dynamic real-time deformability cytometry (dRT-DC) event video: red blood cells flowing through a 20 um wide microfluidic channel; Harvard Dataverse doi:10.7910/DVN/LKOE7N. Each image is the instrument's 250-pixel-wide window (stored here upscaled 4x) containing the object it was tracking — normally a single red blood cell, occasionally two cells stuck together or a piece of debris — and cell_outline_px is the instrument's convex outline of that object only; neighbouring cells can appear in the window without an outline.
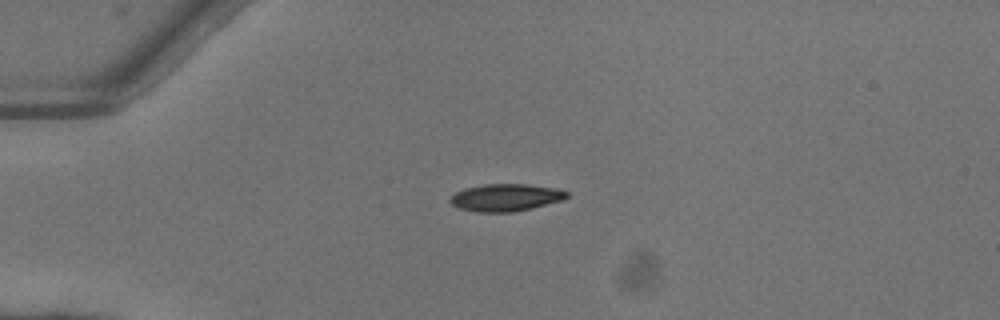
{"species": "common noctule bat (a hibernating species)", "species_latin": "Nyctalus noctula", "temperature_condition": "warm", "stored_images_in_passage": 36, "camera_frame_rate_fps": 3000, "um_per_image_px": 0.085, "animal": {"sex": "female"}, "frame": {"image": 1, "passage_image": 1, "time_ms": 0.0, "image_size_px": [1000, 320], "cell_outline_px": [[568, 196], [564, 200], [532, 208], [512, 212], [476, 212], [460, 208], [452, 204], [448, 200], [456, 192], [464, 188], [484, 184], [528, 184], [556, 188], [568, 192]], "centroid_in_image_um": [43.0, 16.78], "position_along_channel_um": 42.0, "area_um2": 18.61}}
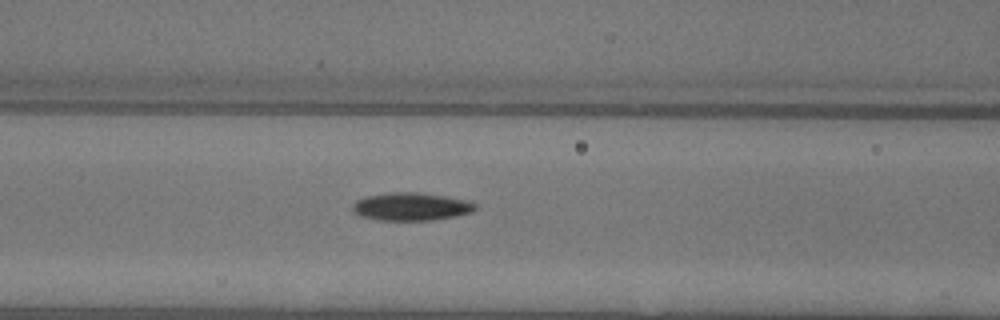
{"frame": {"image": 2, "passage_image": 10, "time_ms": 3.0, "image_size_px": [1000, 320], "cell_outline_px": [[476, 208], [472, 212], [456, 216], [432, 220], [376, 220], [360, 216], [352, 212], [352, 204], [356, 200], [364, 196], [388, 192], [416, 192], [472, 200], [476, 204]], "centroid_in_image_um": [34.93, 17.55], "position_along_channel_um": 131.7, "area_um2": 20.29}}
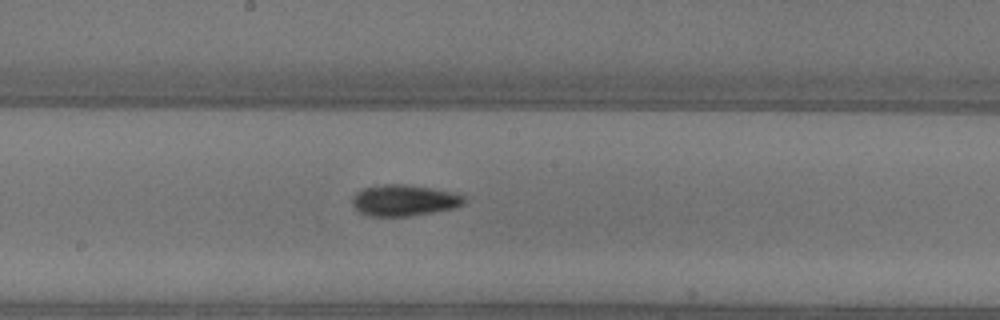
{"frame": {"image": 3, "passage_image": 16, "time_ms": 5.0, "image_size_px": [1000, 320], "cell_outline_px": [[464, 204], [452, 208], [432, 212], [408, 216], [368, 216], [360, 212], [352, 204], [352, 196], [356, 192], [364, 188], [384, 184], [412, 184], [452, 192], [464, 196]], "centroid_in_image_um": [34.32, 17.02], "position_along_channel_um": 213.9, "area_um2": 20.29}, "authors_computed_cell_mechanics": {"area_um2": 19.3341, "velocity_mm_per_s": 4.1071, "shape_relaxation_time_tau1_ms": 5.6417, "shape_relaxation_time_tau2_ms": 5.1207, "deformation_change_tau1": 0.182, "deformation_change_tau2": 0.1128}}